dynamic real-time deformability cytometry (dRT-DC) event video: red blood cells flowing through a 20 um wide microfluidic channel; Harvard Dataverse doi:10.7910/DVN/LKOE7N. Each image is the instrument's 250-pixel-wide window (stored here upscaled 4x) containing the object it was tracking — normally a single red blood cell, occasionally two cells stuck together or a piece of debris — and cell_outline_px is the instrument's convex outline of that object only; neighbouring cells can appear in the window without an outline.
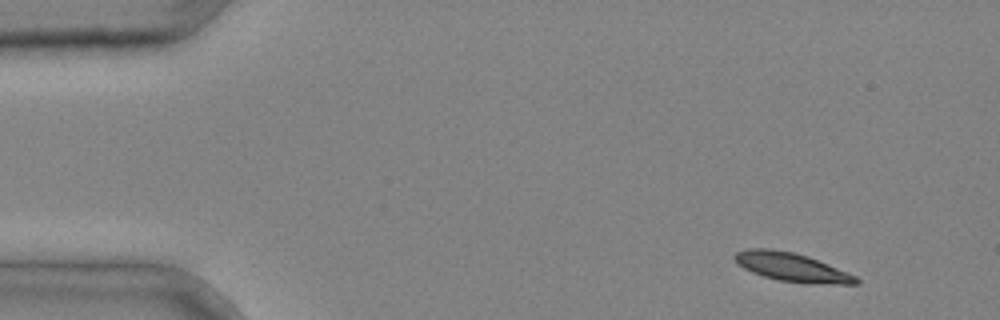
{"species": "common noctule bat (a hibernating species)", "species_latin": "Nyctalus noctula", "temperature_condition": "cold", "stored_images_in_passage": 3, "camera_frame_rate_fps": 3000, "um_per_image_px": 0.085, "animal": {"sex": "male", "body_mass_g": 20.4}, "frame": {"image": 1, "passage_image": 1, "time_ms": 0.0, "image_size_px": [1000, 320], "cell_outline_px": [[860, 284], [812, 284], [780, 280], [764, 276], [752, 272], [736, 264], [732, 256], [736, 252], [748, 248], [772, 248], [792, 252], [808, 256], [848, 272], [856, 276], [860, 280]], "centroid_in_image_um": [67.29, 22.7], "position_along_channel_um": 17.7, "area_um2": 20.4}}